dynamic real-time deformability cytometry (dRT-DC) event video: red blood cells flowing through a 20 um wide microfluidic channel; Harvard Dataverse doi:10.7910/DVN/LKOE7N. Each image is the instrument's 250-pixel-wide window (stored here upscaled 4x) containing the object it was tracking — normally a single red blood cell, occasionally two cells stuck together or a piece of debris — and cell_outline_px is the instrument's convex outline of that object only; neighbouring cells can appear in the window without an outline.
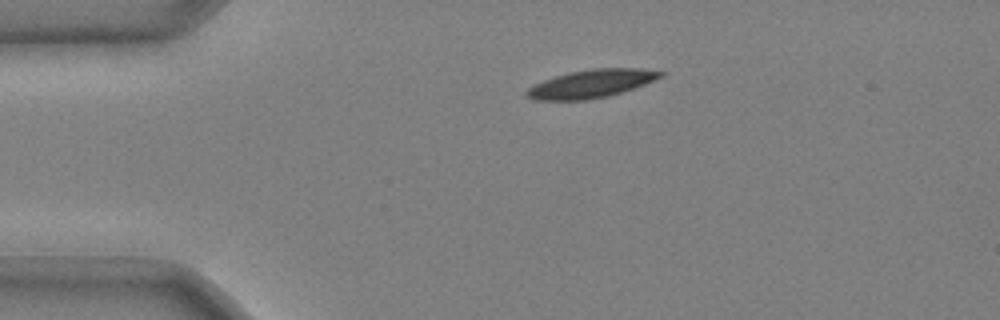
{"species": "common noctule bat (a hibernating species)", "species_latin": "Nyctalus noctula", "temperature_condition": "cold", "stored_images_in_passage": 37, "camera_frame_rate_fps": 3000, "um_per_image_px": 0.085, "animal": {"sex": "male", "body_mass_g": 20.4}, "frame": {"image": 1, "passage_image": 1, "time_ms": 0.0, "image_size_px": [1000, 320], "cell_outline_px": [[668, 72], [664, 76], [644, 84], [608, 96], [584, 100], [532, 100], [524, 96], [524, 92], [528, 88], [544, 80], [568, 72], [592, 68], [640, 68]], "centroid_in_image_um": [50.25, 7.11], "position_along_channel_um": 34.8, "area_um2": 21.96}}
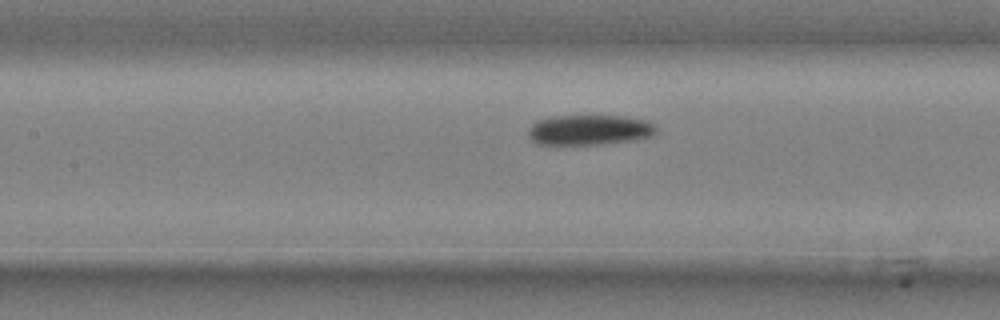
{"frame": {"image": 2, "passage_image": 14, "time_ms": 4.333, "image_size_px": [1000, 320], "cell_outline_px": [[656, 132], [652, 136], [636, 140], [600, 144], [536, 144], [528, 136], [528, 128], [536, 120], [556, 116], [624, 116], [644, 120], [656, 124]], "centroid_in_image_um": [50.1, 11.04], "position_along_channel_um": 157.3, "area_um2": 22.6}}
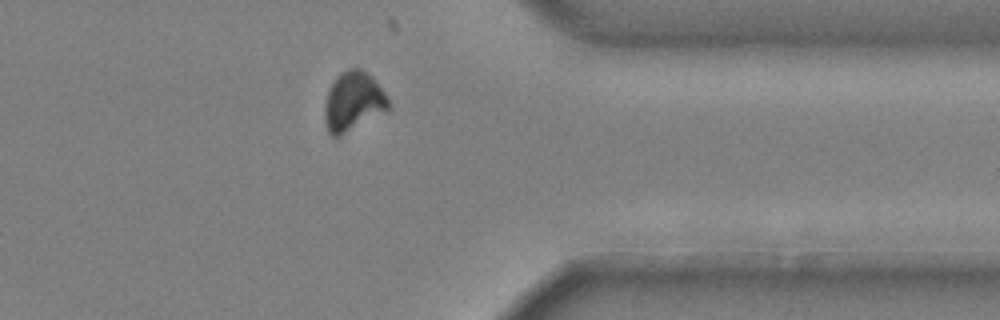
{"frame": {"image": 3, "passage_image": 33, "time_ms": 10.667, "image_size_px": [1000, 320], "cell_outline_px": [[388, 112], [340, 136], [332, 136], [328, 132], [324, 124], [324, 104], [328, 88], [336, 76], [340, 72], [348, 68], [360, 68], [368, 72], [372, 76], [384, 92], [388, 100]], "centroid_in_image_um": [30.0, 8.63], "position_along_channel_um": 381.4, "area_um2": 22.6}, "authors_computed_cell_mechanics": {"area_um2": 22.9466, "velocity_mm_per_s": 3.693, "shape_relaxation_time_tau1_ms": 5.5157, "shape_relaxation_time_tau2_ms": null, "deformation_change_tau1": 0.1325, "deformation_change_tau2": null}}